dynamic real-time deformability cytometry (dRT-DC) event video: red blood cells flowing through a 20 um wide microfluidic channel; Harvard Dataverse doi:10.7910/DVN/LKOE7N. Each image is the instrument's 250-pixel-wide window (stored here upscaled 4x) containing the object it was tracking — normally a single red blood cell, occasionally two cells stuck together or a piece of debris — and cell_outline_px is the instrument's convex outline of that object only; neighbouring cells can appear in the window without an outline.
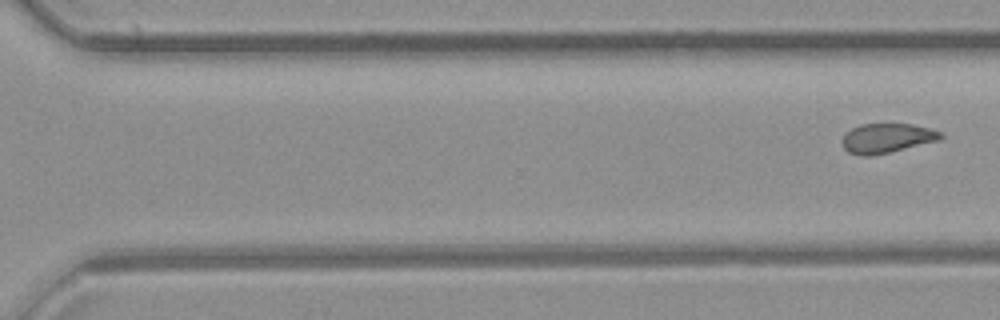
{"species": "common noctule bat (a hibernating species)", "species_latin": "Nyctalus noctula", "temperature_condition": "room temperature", "stored_images_in_passage": 11, "segment_of_instrument_passage": [2, 2], "camera_frame_rate_fps": 3000, "um_per_image_px": 0.085, "animal": {"sex": "female", "body_mass_g": 21.9}, "frame": {"image": 1, "passage_image": 11, "time_ms": 12.333, "image_size_px": [1000, 320], "cell_outline_px": [[944, 136], [940, 140], [888, 152], [868, 156], [860, 156], [848, 152], [844, 148], [840, 140], [844, 132], [860, 124], [912, 124], [928, 128], [940, 132]], "centroid_in_image_um": [75.32, 11.74], "position_along_channel_um": 295.3, "area_um2": 16.94}}